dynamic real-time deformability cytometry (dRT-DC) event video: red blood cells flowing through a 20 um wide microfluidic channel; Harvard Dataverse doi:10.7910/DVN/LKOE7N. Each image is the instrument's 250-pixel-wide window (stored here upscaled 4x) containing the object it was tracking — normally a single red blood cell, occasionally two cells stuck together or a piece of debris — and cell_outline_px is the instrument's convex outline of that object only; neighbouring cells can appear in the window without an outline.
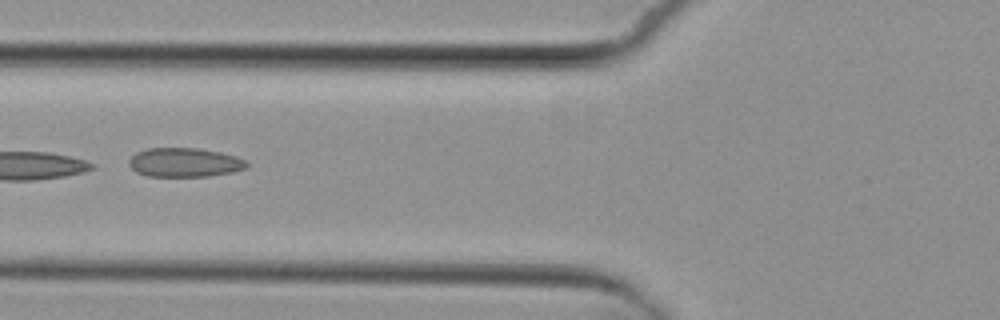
{"species": "common noctule bat (a hibernating species)", "species_latin": "Nyctalus noctula", "temperature_condition": "cold", "stored_images_in_passage": 4, "camera_frame_rate_fps": 3000, "um_per_image_px": 0.085, "animal": {"sex": "female", "body_mass_g": 29.2, "forearm_length_mm": 56.3}, "frame": {"image": 1, "passage_image": 4, "time_ms": 3.667, "image_size_px": [1000, 320], "cell_outline_px": [[248, 164], [244, 168], [232, 172], [208, 176], [148, 176], [136, 172], [128, 164], [128, 160], [136, 152], [148, 148], [200, 148], [220, 152], [236, 156], [244, 160]], "centroid_in_image_um": [15.66, 13.8], "position_along_channel_um": 110.1, "area_um2": 19.88}}